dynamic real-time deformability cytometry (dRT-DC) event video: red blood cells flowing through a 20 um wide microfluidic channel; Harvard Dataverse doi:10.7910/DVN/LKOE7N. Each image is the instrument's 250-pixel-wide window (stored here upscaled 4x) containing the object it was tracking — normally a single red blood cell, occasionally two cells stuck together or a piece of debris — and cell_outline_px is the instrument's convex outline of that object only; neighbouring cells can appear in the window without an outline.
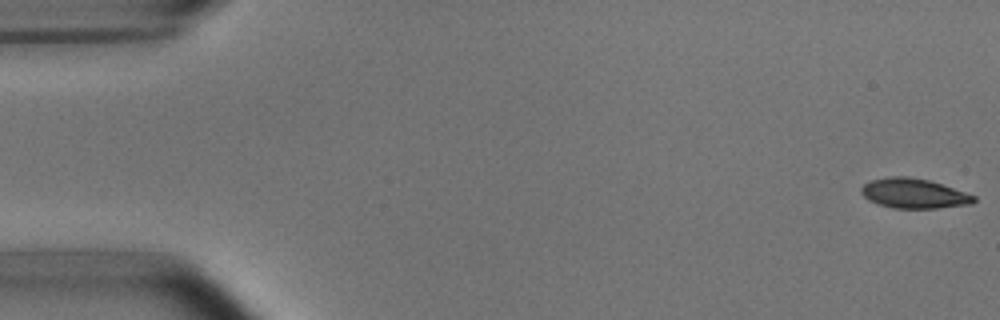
{"species": "common noctule bat (a hibernating species)", "species_latin": "Nyctalus noctula", "temperature_condition": "room temperature", "stored_images_in_passage": 48, "camera_frame_rate_fps": 3000, "um_per_image_px": 0.085, "animal": {"sex": "male", "body_mass_g": 15.6}, "frame": {"image": 1, "passage_image": 1, "time_ms": 0.0, "image_size_px": [1000, 320], "cell_outline_px": [[976, 200], [972, 204], [936, 208], [892, 208], [868, 200], [860, 192], [860, 188], [864, 184], [872, 180], [888, 176], [908, 176], [928, 180], [976, 196]], "centroid_in_image_um": [77.65, 16.44], "position_along_channel_um": 7.3, "area_um2": 19.42}}
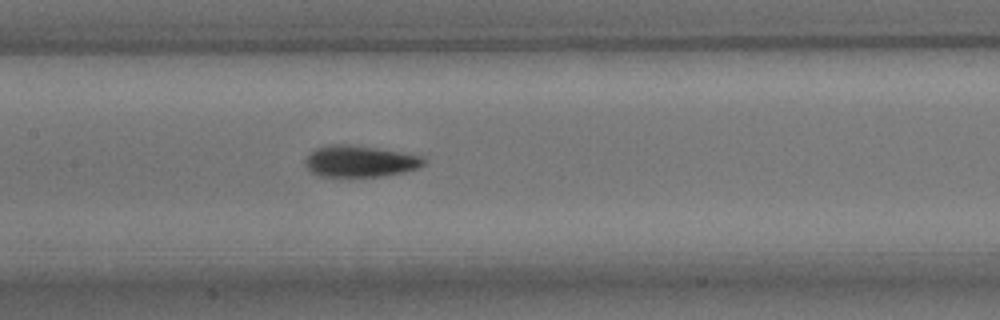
{"frame": {"image": 2, "passage_image": 25, "time_ms": 8.0, "image_size_px": [1000, 320], "cell_outline_px": [[428, 160], [424, 164], [416, 168], [404, 172], [380, 176], [316, 176], [304, 164], [304, 160], [316, 148], [328, 144], [352, 144], [400, 152], [420, 156]], "centroid_in_image_um": [30.57, 13.7], "position_along_channel_um": 176.8, "area_um2": 21.62}}
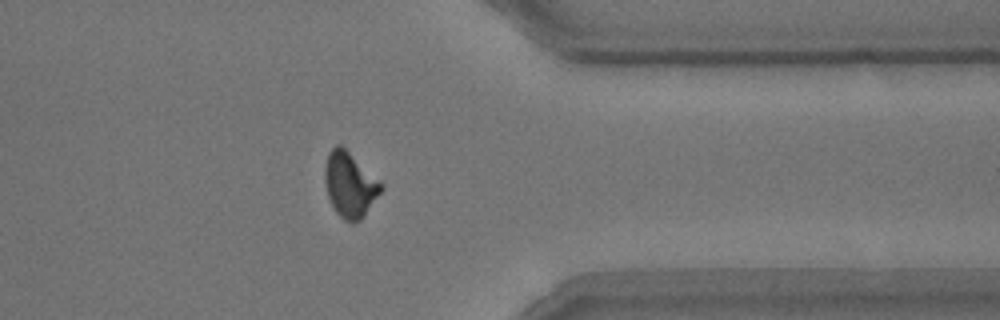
{"frame": {"image": 3, "passage_image": 42, "time_ms": 13.667, "image_size_px": [1000, 320], "cell_outline_px": [[384, 188], [360, 220], [352, 224], [344, 220], [336, 212], [328, 196], [324, 180], [324, 168], [328, 152], [336, 144], [340, 144], [384, 184]], "centroid_in_image_um": [29.73, 15.7], "position_along_channel_um": 381.7, "area_um2": 21.27}}